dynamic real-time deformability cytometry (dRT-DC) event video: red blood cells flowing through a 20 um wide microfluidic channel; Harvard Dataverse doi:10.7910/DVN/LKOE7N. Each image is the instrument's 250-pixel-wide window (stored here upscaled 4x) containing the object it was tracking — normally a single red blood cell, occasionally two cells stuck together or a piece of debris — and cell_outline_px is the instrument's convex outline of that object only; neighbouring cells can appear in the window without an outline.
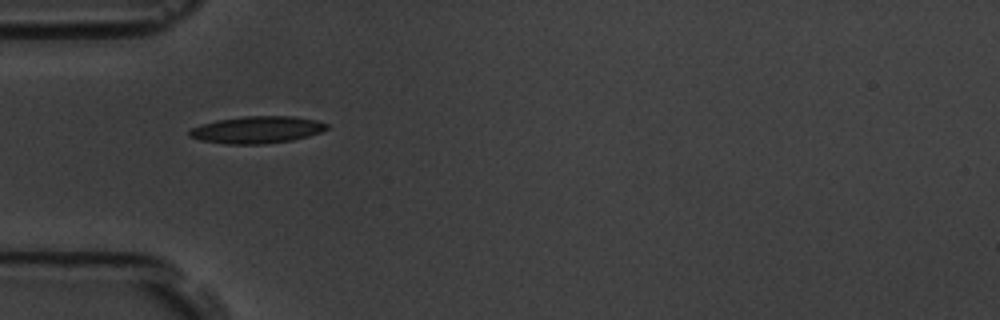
{"species": "common noctule bat (a hibernating species)", "species_latin": "Nyctalus noctula", "temperature_condition": "room temperature", "stored_images_in_passage": 31, "camera_frame_rate_fps": 3000, "um_per_image_px": 0.085, "animal": {"sex": "male", "body_mass_g": 19.5, "forearm_length_mm": 54.6}, "frame": {"image": 1, "passage_image": 1, "time_ms": 0.0, "image_size_px": [1000, 320], "cell_outline_px": [[328, 128], [320, 132], [308, 136], [292, 140], [260, 144], [224, 144], [200, 140], [188, 136], [188, 132], [192, 128], [200, 124], [216, 120], [244, 116], [296, 116], [316, 120], [328, 124]], "centroid_in_image_um": [21.82, 11.02], "position_along_channel_um": 63.2, "area_um2": 21.73}}
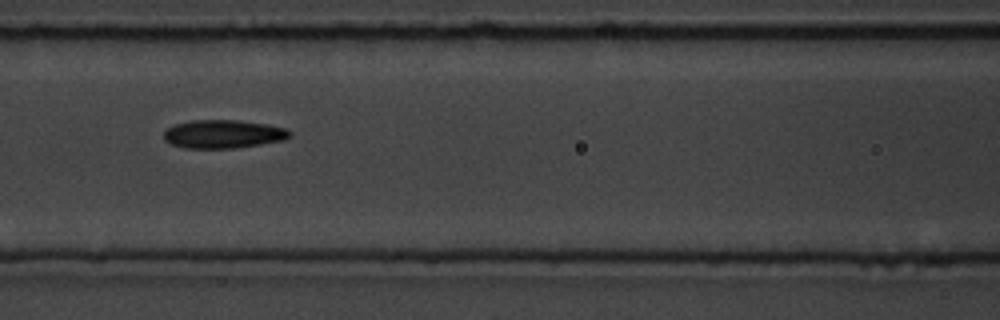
{"frame": {"image": 2, "passage_image": 8, "time_ms": 2.333, "image_size_px": [1000, 320], "cell_outline_px": [[292, 136], [284, 140], [260, 144], [232, 148], [184, 148], [172, 144], [164, 140], [164, 132], [168, 128], [176, 124], [192, 120], [240, 120], [268, 124], [284, 128], [292, 132]], "centroid_in_image_um": [19.0, 11.39], "position_along_channel_um": 147.6, "area_um2": 20.81}}
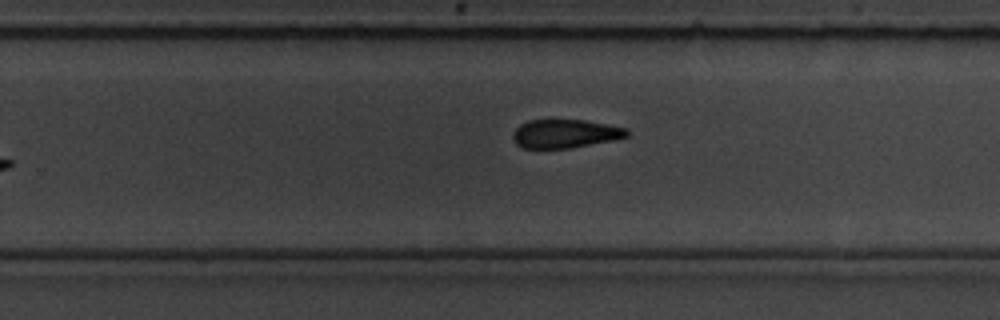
{"frame": {"image": 3, "passage_image": 19, "time_ms": 6.0, "image_size_px": [1000, 320], "cell_outline_px": [[628, 136], [616, 140], [568, 148], [524, 148], [516, 144], [512, 136], [512, 132], [520, 124], [528, 120], [584, 120], [628, 128]], "centroid_in_image_um": [48.04, 11.36], "position_along_channel_um": 281.8, "area_um2": 19.02}, "authors_computed_cell_mechanics": {"area_um2": 20.0566, "velocity_mm_per_s": 3.6807, "shape_relaxation_time_tau1_ms": 7.7758, "shape_relaxation_time_tau2_ms": 7.4218, "deformation_change_tau1": 0.1809, "deformation_change_tau2": 0.1505}}